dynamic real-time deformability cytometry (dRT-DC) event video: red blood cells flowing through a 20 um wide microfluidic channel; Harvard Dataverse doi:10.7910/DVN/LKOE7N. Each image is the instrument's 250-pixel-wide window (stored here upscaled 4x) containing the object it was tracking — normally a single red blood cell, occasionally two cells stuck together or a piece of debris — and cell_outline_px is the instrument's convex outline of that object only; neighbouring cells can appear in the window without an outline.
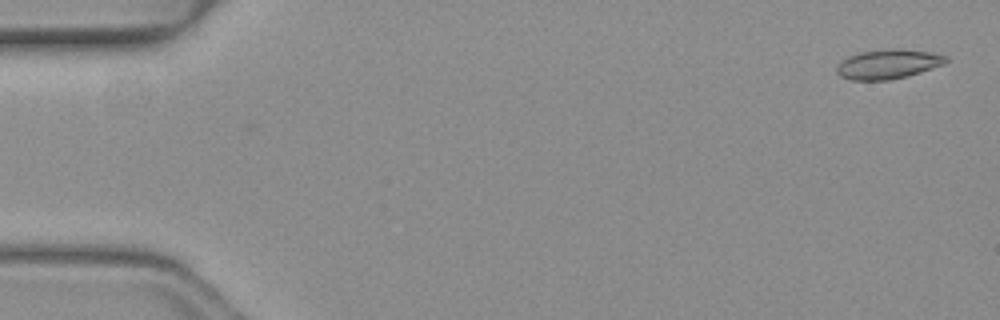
{"species": "common noctule bat (a hibernating species)", "species_latin": "Nyctalus noctula", "temperature_condition": "warm", "stored_images_in_passage": 17, "camera_frame_rate_fps": 3000, "um_per_image_px": 0.085, "animal": {"sex": "female", "body_mass_g": 19.3, "forearm_length_mm": 54.1}, "frame": {"image": 1, "passage_image": 2, "time_ms": 0.333, "image_size_px": [1000, 320], "cell_outline_px": [[948, 60], [944, 64], [908, 76], [888, 80], [852, 80], [840, 76], [836, 72], [836, 68], [848, 56], [860, 52], [892, 48], [896, 48], [932, 52], [948, 56]], "centroid_in_image_um": [75.51, 5.44], "position_along_channel_um": 9.5, "area_um2": 18.73}}
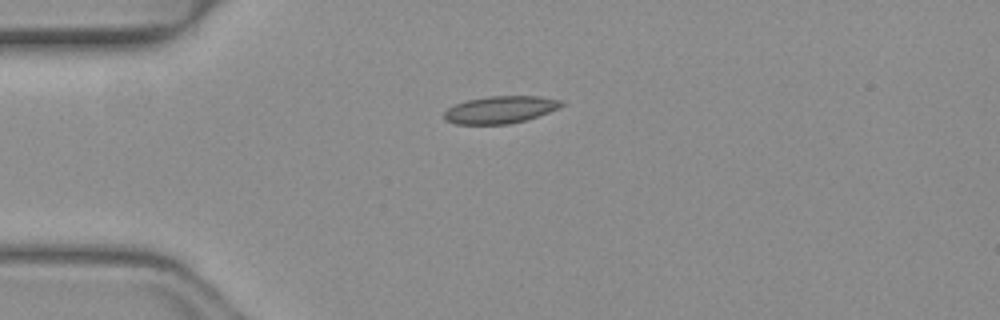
{"frame": {"image": 2, "passage_image": 13, "time_ms": 4.0, "image_size_px": [1000, 320], "cell_outline_px": [[564, 104], [560, 108], [524, 120], [508, 124], [456, 124], [444, 120], [444, 112], [448, 108], [456, 104], [468, 100], [488, 96], [540, 96], [560, 100]], "centroid_in_image_um": [42.51, 9.32], "position_along_channel_um": 42.5, "area_um2": 18.5}}